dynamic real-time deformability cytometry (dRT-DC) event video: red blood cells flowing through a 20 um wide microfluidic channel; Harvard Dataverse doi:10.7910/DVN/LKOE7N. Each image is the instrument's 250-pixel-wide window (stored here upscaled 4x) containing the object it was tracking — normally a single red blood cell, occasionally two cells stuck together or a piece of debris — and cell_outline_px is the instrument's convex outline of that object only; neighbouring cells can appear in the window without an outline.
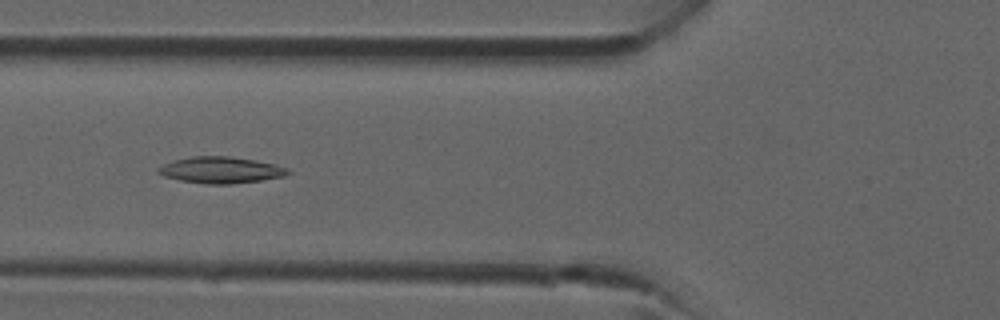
{"species": "common noctule bat (a hibernating species)", "species_latin": "Nyctalus noctula", "temperature_condition": "room temperature", "stored_images_in_passage": 40, "camera_frame_rate_fps": 3000, "um_per_image_px": 0.085, "animal": {"sex": "male", "forearm_length_mm": 52.5}, "frame": {"image": 1, "passage_image": 15, "time_ms": 4.667, "image_size_px": [1000, 320], "cell_outline_px": [[292, 172], [284, 176], [260, 180], [232, 184], [204, 184], [180, 180], [164, 176], [156, 172], [156, 168], [172, 160], [192, 156], [228, 156], [256, 160], [288, 168]], "centroid_in_image_um": [18.73, 14.45], "position_along_channel_um": 107.1, "area_um2": 20.0}}
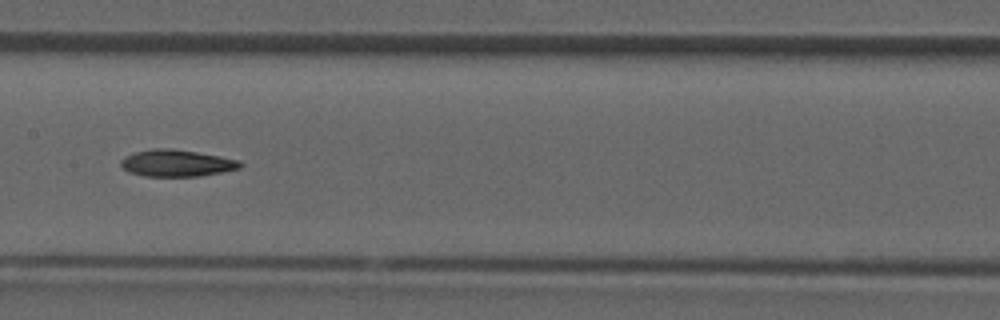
{"frame": {"image": 2, "passage_image": 20, "time_ms": 6.333, "image_size_px": [1000, 320], "cell_outline_px": [[244, 164], [240, 168], [200, 176], [144, 176], [128, 172], [120, 164], [120, 160], [124, 156], [132, 152], [152, 148], [172, 148], [220, 156], [240, 160]], "centroid_in_image_um": [14.99, 13.85], "position_along_channel_um": 192.4, "area_um2": 18.79}}
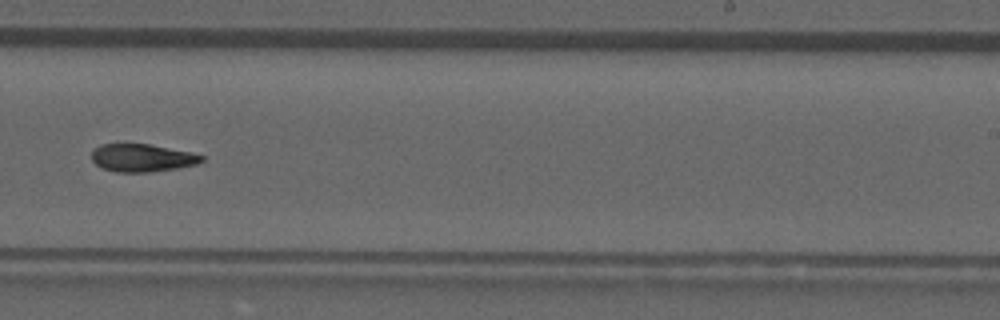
{"frame": {"image": 3, "passage_image": 25, "time_ms": 8.0, "image_size_px": [1000, 320], "cell_outline_px": [[204, 160], [196, 164], [176, 168], [148, 172], [116, 172], [100, 168], [92, 160], [92, 148], [100, 144], [152, 144], [192, 152], [204, 156]], "centroid_in_image_um": [12.06, 13.41], "position_along_channel_um": 276.9, "area_um2": 17.98}}